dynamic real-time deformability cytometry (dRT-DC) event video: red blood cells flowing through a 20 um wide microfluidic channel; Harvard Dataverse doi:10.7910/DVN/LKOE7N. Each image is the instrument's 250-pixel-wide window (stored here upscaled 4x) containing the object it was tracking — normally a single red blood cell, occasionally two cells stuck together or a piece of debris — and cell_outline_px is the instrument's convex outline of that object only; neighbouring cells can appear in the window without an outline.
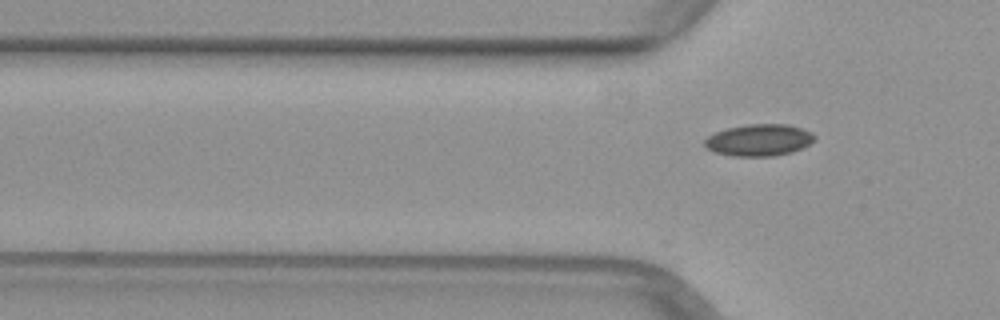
{"species": "common noctule bat (a hibernating species)", "species_latin": "Nyctalus noctula", "temperature_condition": "warm", "stored_images_in_passage": 3, "camera_frame_rate_fps": 3000, "um_per_image_px": 0.085, "animal": {"sex": "female", "body_mass_g": 29.2, "forearm_length_mm": 56.3}, "frame": {"image": 1, "passage_image": 3, "time_ms": 0.667, "image_size_px": [1000, 320], "cell_outline_px": [[816, 140], [792, 152], [772, 156], [732, 156], [712, 152], [704, 144], [704, 140], [708, 136], [716, 132], [728, 128], [748, 124], [788, 124], [812, 132], [816, 136]], "centroid_in_image_um": [64.51, 11.91], "position_along_channel_um": 61.3, "area_um2": 20.35}}